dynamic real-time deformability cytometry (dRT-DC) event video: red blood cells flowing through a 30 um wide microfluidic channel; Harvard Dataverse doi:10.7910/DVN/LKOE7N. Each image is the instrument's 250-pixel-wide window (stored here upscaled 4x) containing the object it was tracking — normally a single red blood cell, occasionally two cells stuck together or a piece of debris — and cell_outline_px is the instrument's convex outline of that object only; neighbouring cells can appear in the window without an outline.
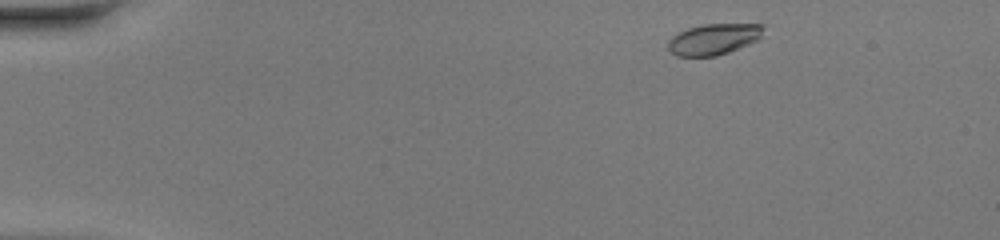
{"species": "common noctule bat (a hibernating species)", "species_latin": "Nyctalus noctula", "temperature_condition": "warm", "stored_images_in_passage": 43, "camera_frame_rate_fps": 3000, "um_per_image_px": 0.085, "animal": {"sex": "female", "body_mass_g": 20.0, "forearm_length_mm": 54.0}, "frame": {"image": 1, "passage_image": 2, "time_ms": 0.333, "image_size_px": [1000, 240], "cell_outline_px": [[764, 28], [760, 40], [728, 52], [716, 56], [676, 56], [668, 48], [668, 40], [672, 36], [688, 28], [704, 24], [764, 24]], "centroid_in_image_um": [60.69, 3.33], "position_along_channel_um": 24.3, "area_um2": 17.28}}
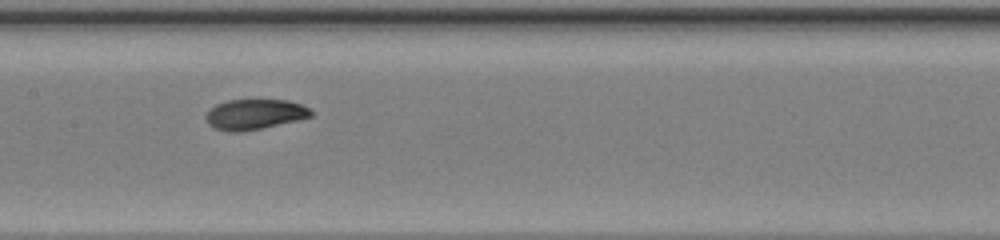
{"frame": {"image": 2, "passage_image": 20, "time_ms": 6.333, "image_size_px": [1000, 240], "cell_outline_px": [[312, 116], [296, 120], [260, 128], [240, 132], [228, 132], [212, 128], [208, 124], [208, 112], [216, 104], [228, 100], [288, 100], [300, 104], [308, 108], [312, 112]], "centroid_in_image_um": [21.63, 9.72], "position_along_channel_um": 185.8, "area_um2": 18.21}}
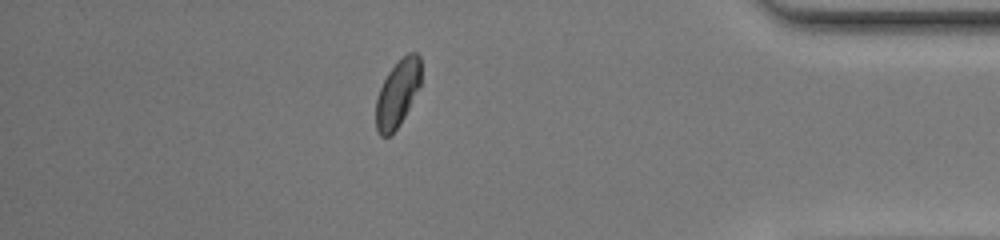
{"frame": {"image": 3, "passage_image": 37, "time_ms": 12.0, "image_size_px": [1000, 240], "cell_outline_px": [[420, 84], [400, 124], [388, 136], [380, 136], [376, 128], [376, 96], [388, 72], [408, 52], [416, 52], [420, 56]], "centroid_in_image_um": [33.77, 7.93], "position_along_channel_um": 401.4, "area_um2": 17.17}, "authors_computed_cell_mechanics": {"area_um2": 18.2648, "velocity_mm_per_s": 4.3629, "shape_relaxation_time_tau1_ms": 5.1066, "shape_relaxation_time_tau2_ms": 1.3819, "deformation_change_tau1": 0.1587, "deformation_change_tau2": 0.0445}}